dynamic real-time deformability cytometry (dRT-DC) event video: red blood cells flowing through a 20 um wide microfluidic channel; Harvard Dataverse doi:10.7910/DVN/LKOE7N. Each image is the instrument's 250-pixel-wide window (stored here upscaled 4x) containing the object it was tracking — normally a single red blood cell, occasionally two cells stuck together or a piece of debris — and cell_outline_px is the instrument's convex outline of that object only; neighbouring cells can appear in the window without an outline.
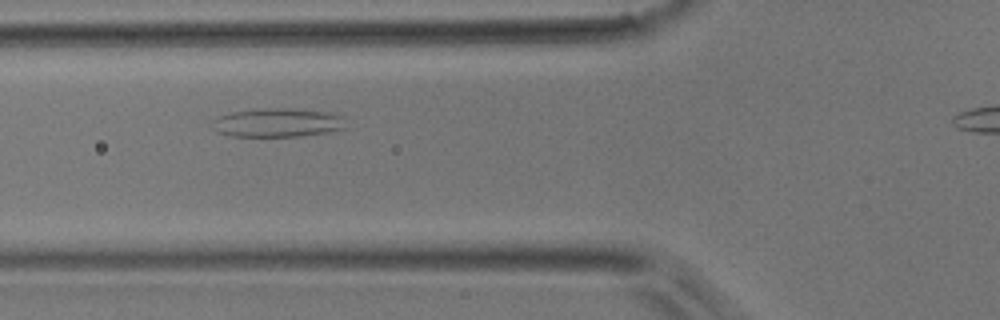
{"species": "common noctule bat (a hibernating species)", "species_latin": "Nyctalus noctula", "temperature_condition": "room temperature", "stored_images_in_passage": 21, "camera_frame_rate_fps": 3000, "um_per_image_px": 0.085, "animal": {"sex": "male", "body_mass_g": 17.9}, "frame": {"image": 1, "passage_image": 9, "time_ms": 2.667, "image_size_px": [1000, 320], "cell_outline_px": [[348, 128], [328, 132], [300, 136], [232, 136], [216, 132], [212, 128], [216, 120], [220, 116], [232, 112], [260, 108], [284, 108], [332, 112], [340, 116]], "centroid_in_image_um": [23.62, 10.43], "position_along_channel_um": 102.2, "area_um2": 22.31}}
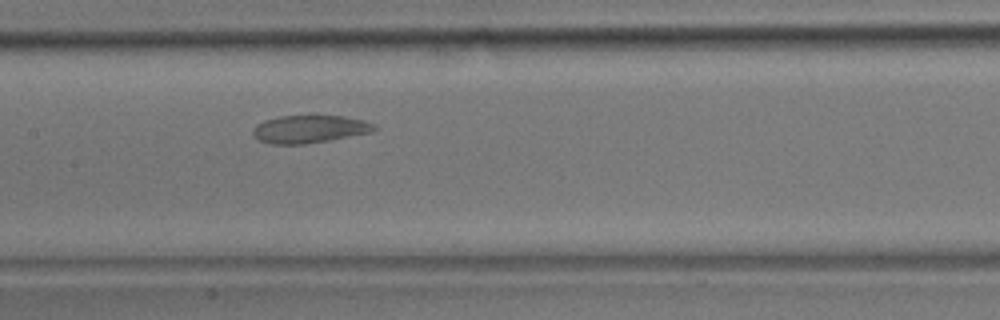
{"frame": {"image": 2, "passage_image": 15, "time_ms": 4.667, "image_size_px": [1000, 320], "cell_outline_px": [[380, 128], [372, 132], [328, 140], [304, 144], [272, 144], [260, 140], [252, 132], [252, 128], [256, 124], [264, 120], [280, 116], [344, 116], [364, 120], [376, 124]], "centroid_in_image_um": [26.34, 10.96], "position_along_channel_um": 181.1, "area_um2": 19.59}}
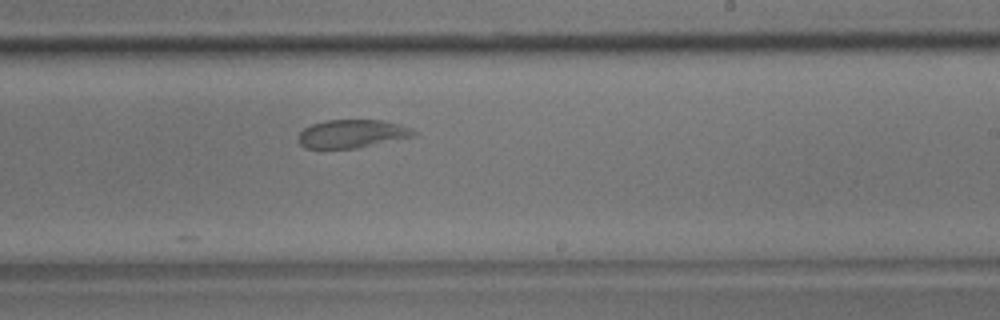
{"frame": {"image": 3, "passage_image": 21, "time_ms": 6.667, "image_size_px": [1000, 320], "cell_outline_px": [[420, 132], [416, 136], [356, 148], [304, 148], [300, 144], [300, 132], [304, 128], [312, 124], [324, 120], [384, 120], [400, 124], [412, 128]], "centroid_in_image_um": [29.99, 11.36], "position_along_channel_um": 259.0, "area_um2": 19.07}}